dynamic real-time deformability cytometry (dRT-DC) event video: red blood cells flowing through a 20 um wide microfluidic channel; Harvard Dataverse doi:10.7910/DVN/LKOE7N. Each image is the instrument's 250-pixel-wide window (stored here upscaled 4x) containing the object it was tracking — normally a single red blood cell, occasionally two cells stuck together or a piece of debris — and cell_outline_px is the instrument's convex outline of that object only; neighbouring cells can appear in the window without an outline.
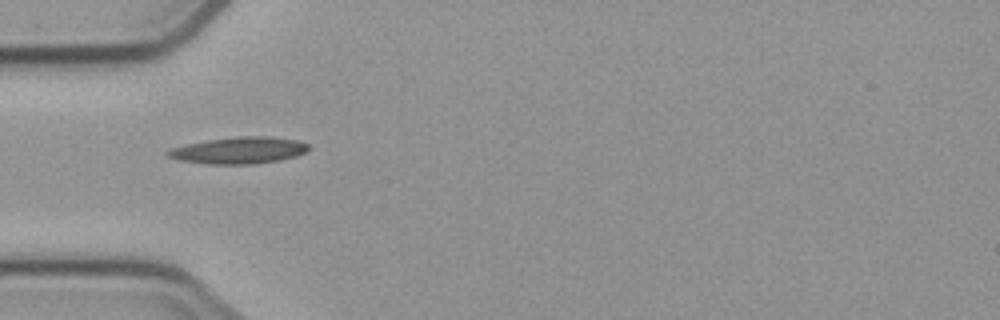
{"species": "common noctule bat (a hibernating species)", "species_latin": "Nyctalus noctula", "temperature_condition": "cold", "stored_images_in_passage": 6, "camera_frame_rate_fps": 3000, "um_per_image_px": 0.085, "animal": {"sex": "male", "body_mass_g": 23.1, "forearm_length_mm": 52.7}, "frame": {"image": 1, "passage_image": 1, "time_ms": 0.0, "image_size_px": [1000, 320], "cell_outline_px": [[308, 148], [304, 152], [296, 156], [280, 160], [256, 164], [204, 164], [176, 160], [168, 156], [164, 152], [172, 148], [188, 144], [208, 140], [240, 136], [264, 136], [296, 140], [308, 144]], "centroid_in_image_um": [20.27, 12.79], "position_along_channel_um": 64.7, "area_um2": 21.79}}
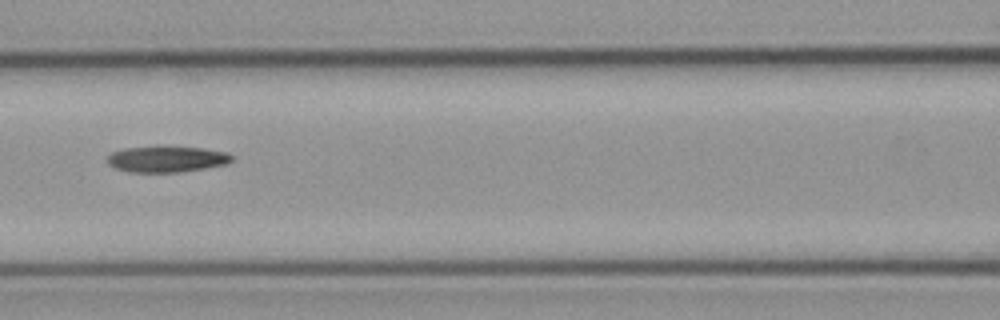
{"frame": {"image": 2, "passage_image": 3, "time_ms": 2.333, "image_size_px": [1000, 320], "cell_outline_px": [[232, 160], [224, 164], [204, 168], [180, 172], [128, 172], [116, 168], [108, 164], [108, 156], [112, 152], [124, 148], [160, 144], [204, 148], [228, 152], [232, 156]], "centroid_in_image_um": [14.15, 13.48], "position_along_channel_um": 152.5, "area_um2": 19.48}}
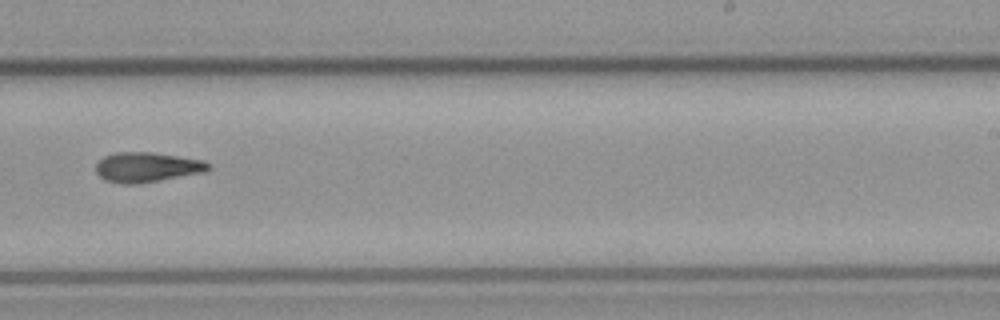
{"frame": {"image": 3, "passage_image": 6, "time_ms": 5.667, "image_size_px": [1000, 320], "cell_outline_px": [[212, 168], [204, 172], [140, 184], [120, 184], [104, 180], [96, 172], [96, 164], [104, 156], [116, 152], [152, 152], [204, 160]], "centroid_in_image_um": [12.48, 14.22], "position_along_channel_um": 276.5, "area_um2": 19.71}}